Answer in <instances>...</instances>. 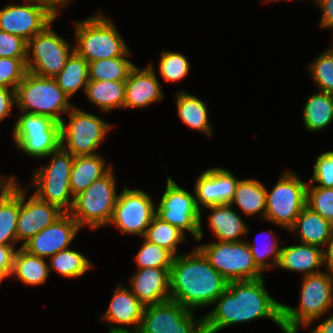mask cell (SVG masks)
Instances as JSON below:
<instances>
[{
	"mask_svg": "<svg viewBox=\"0 0 333 333\" xmlns=\"http://www.w3.org/2000/svg\"><path fill=\"white\" fill-rule=\"evenodd\" d=\"M264 284L263 277L228 282L214 309L203 316L205 333H217L229 325L265 317L282 328V303L268 294Z\"/></svg>",
	"mask_w": 333,
	"mask_h": 333,
	"instance_id": "6da1fadb",
	"label": "cell"
},
{
	"mask_svg": "<svg viewBox=\"0 0 333 333\" xmlns=\"http://www.w3.org/2000/svg\"><path fill=\"white\" fill-rule=\"evenodd\" d=\"M227 284V280L197 247L191 254H180L173 259L170 297L188 310L215 304Z\"/></svg>",
	"mask_w": 333,
	"mask_h": 333,
	"instance_id": "7a4b0ae2",
	"label": "cell"
},
{
	"mask_svg": "<svg viewBox=\"0 0 333 333\" xmlns=\"http://www.w3.org/2000/svg\"><path fill=\"white\" fill-rule=\"evenodd\" d=\"M68 99L54 78L28 71L15 90L16 105L21 111L48 116L59 123L63 120L60 114L72 108Z\"/></svg>",
	"mask_w": 333,
	"mask_h": 333,
	"instance_id": "3957f363",
	"label": "cell"
},
{
	"mask_svg": "<svg viewBox=\"0 0 333 333\" xmlns=\"http://www.w3.org/2000/svg\"><path fill=\"white\" fill-rule=\"evenodd\" d=\"M299 308L282 304V324L288 329L308 326L333 305V275L328 272L304 275Z\"/></svg>",
	"mask_w": 333,
	"mask_h": 333,
	"instance_id": "277c9868",
	"label": "cell"
},
{
	"mask_svg": "<svg viewBox=\"0 0 333 333\" xmlns=\"http://www.w3.org/2000/svg\"><path fill=\"white\" fill-rule=\"evenodd\" d=\"M74 50L87 62L104 58L122 57L128 48L112 21L97 13L75 23Z\"/></svg>",
	"mask_w": 333,
	"mask_h": 333,
	"instance_id": "5b68a950",
	"label": "cell"
},
{
	"mask_svg": "<svg viewBox=\"0 0 333 333\" xmlns=\"http://www.w3.org/2000/svg\"><path fill=\"white\" fill-rule=\"evenodd\" d=\"M113 174L111 169L86 190L74 196L72 208L68 213L81 228L88 224L94 230L110 223L118 198Z\"/></svg>",
	"mask_w": 333,
	"mask_h": 333,
	"instance_id": "8992f818",
	"label": "cell"
},
{
	"mask_svg": "<svg viewBox=\"0 0 333 333\" xmlns=\"http://www.w3.org/2000/svg\"><path fill=\"white\" fill-rule=\"evenodd\" d=\"M51 155L53 156L48 165L33 172L32 185L37 188L34 195L68 213L74 200L70 188V174L75 156L62 147L53 151L49 157Z\"/></svg>",
	"mask_w": 333,
	"mask_h": 333,
	"instance_id": "52a82bcc",
	"label": "cell"
},
{
	"mask_svg": "<svg viewBox=\"0 0 333 333\" xmlns=\"http://www.w3.org/2000/svg\"><path fill=\"white\" fill-rule=\"evenodd\" d=\"M13 138L25 154L48 157L61 147V124L48 116L22 111L15 122Z\"/></svg>",
	"mask_w": 333,
	"mask_h": 333,
	"instance_id": "ba28073f",
	"label": "cell"
},
{
	"mask_svg": "<svg viewBox=\"0 0 333 333\" xmlns=\"http://www.w3.org/2000/svg\"><path fill=\"white\" fill-rule=\"evenodd\" d=\"M197 248L227 282L263 277V271L256 265L248 243L243 240L212 242Z\"/></svg>",
	"mask_w": 333,
	"mask_h": 333,
	"instance_id": "9c48e42d",
	"label": "cell"
},
{
	"mask_svg": "<svg viewBox=\"0 0 333 333\" xmlns=\"http://www.w3.org/2000/svg\"><path fill=\"white\" fill-rule=\"evenodd\" d=\"M307 186L296 174L285 172L272 191L266 189L264 219L289 230L306 206Z\"/></svg>",
	"mask_w": 333,
	"mask_h": 333,
	"instance_id": "30bf717a",
	"label": "cell"
},
{
	"mask_svg": "<svg viewBox=\"0 0 333 333\" xmlns=\"http://www.w3.org/2000/svg\"><path fill=\"white\" fill-rule=\"evenodd\" d=\"M70 113V114H69ZM69 123L61 124V147L73 156L95 155L111 125L78 108L68 112Z\"/></svg>",
	"mask_w": 333,
	"mask_h": 333,
	"instance_id": "8fae6325",
	"label": "cell"
},
{
	"mask_svg": "<svg viewBox=\"0 0 333 333\" xmlns=\"http://www.w3.org/2000/svg\"><path fill=\"white\" fill-rule=\"evenodd\" d=\"M73 51L74 48L71 49L69 43L56 34L49 24L27 42V71L38 76L54 78L65 67Z\"/></svg>",
	"mask_w": 333,
	"mask_h": 333,
	"instance_id": "7c38bea8",
	"label": "cell"
},
{
	"mask_svg": "<svg viewBox=\"0 0 333 333\" xmlns=\"http://www.w3.org/2000/svg\"><path fill=\"white\" fill-rule=\"evenodd\" d=\"M166 182L156 215L183 233L189 231L195 240H201V211L197 208L195 195L180 188L171 177H167Z\"/></svg>",
	"mask_w": 333,
	"mask_h": 333,
	"instance_id": "4fadbf2b",
	"label": "cell"
},
{
	"mask_svg": "<svg viewBox=\"0 0 333 333\" xmlns=\"http://www.w3.org/2000/svg\"><path fill=\"white\" fill-rule=\"evenodd\" d=\"M173 300L144 307L139 333H205L204 318Z\"/></svg>",
	"mask_w": 333,
	"mask_h": 333,
	"instance_id": "5bb4252c",
	"label": "cell"
},
{
	"mask_svg": "<svg viewBox=\"0 0 333 333\" xmlns=\"http://www.w3.org/2000/svg\"><path fill=\"white\" fill-rule=\"evenodd\" d=\"M26 1L24 5L10 4L0 9V30L17 35L28 42L51 24L58 14L42 2Z\"/></svg>",
	"mask_w": 333,
	"mask_h": 333,
	"instance_id": "9a60e30c",
	"label": "cell"
},
{
	"mask_svg": "<svg viewBox=\"0 0 333 333\" xmlns=\"http://www.w3.org/2000/svg\"><path fill=\"white\" fill-rule=\"evenodd\" d=\"M151 196L140 189H128L118 195L113 216L109 224L117 226L122 233L145 235L156 215Z\"/></svg>",
	"mask_w": 333,
	"mask_h": 333,
	"instance_id": "2e32d148",
	"label": "cell"
},
{
	"mask_svg": "<svg viewBox=\"0 0 333 333\" xmlns=\"http://www.w3.org/2000/svg\"><path fill=\"white\" fill-rule=\"evenodd\" d=\"M80 229L77 221L69 213H64L53 224L28 240L22 248L34 256L51 257L68 249Z\"/></svg>",
	"mask_w": 333,
	"mask_h": 333,
	"instance_id": "e0dca14e",
	"label": "cell"
},
{
	"mask_svg": "<svg viewBox=\"0 0 333 333\" xmlns=\"http://www.w3.org/2000/svg\"><path fill=\"white\" fill-rule=\"evenodd\" d=\"M25 192L26 190L19 187L17 241L24 240L21 247L65 213L58 206L44 202L38 199L34 194L25 202Z\"/></svg>",
	"mask_w": 333,
	"mask_h": 333,
	"instance_id": "ac0fdd59",
	"label": "cell"
},
{
	"mask_svg": "<svg viewBox=\"0 0 333 333\" xmlns=\"http://www.w3.org/2000/svg\"><path fill=\"white\" fill-rule=\"evenodd\" d=\"M238 179L224 168H209L203 171L195 183V201L197 208L218 204H229L235 193Z\"/></svg>",
	"mask_w": 333,
	"mask_h": 333,
	"instance_id": "d6986e66",
	"label": "cell"
},
{
	"mask_svg": "<svg viewBox=\"0 0 333 333\" xmlns=\"http://www.w3.org/2000/svg\"><path fill=\"white\" fill-rule=\"evenodd\" d=\"M144 307L130 289L119 285L114 290L109 307L102 320L122 325L115 327L112 324L109 328V333L138 332L142 322ZM123 325H134V330L130 331Z\"/></svg>",
	"mask_w": 333,
	"mask_h": 333,
	"instance_id": "ffe728a7",
	"label": "cell"
},
{
	"mask_svg": "<svg viewBox=\"0 0 333 333\" xmlns=\"http://www.w3.org/2000/svg\"><path fill=\"white\" fill-rule=\"evenodd\" d=\"M170 270L171 268H138L130 278V290L144 306L168 301L171 299Z\"/></svg>",
	"mask_w": 333,
	"mask_h": 333,
	"instance_id": "44dd1931",
	"label": "cell"
},
{
	"mask_svg": "<svg viewBox=\"0 0 333 333\" xmlns=\"http://www.w3.org/2000/svg\"><path fill=\"white\" fill-rule=\"evenodd\" d=\"M163 98L152 64L145 69L135 65L125 81L124 108H142Z\"/></svg>",
	"mask_w": 333,
	"mask_h": 333,
	"instance_id": "7402d4cb",
	"label": "cell"
},
{
	"mask_svg": "<svg viewBox=\"0 0 333 333\" xmlns=\"http://www.w3.org/2000/svg\"><path fill=\"white\" fill-rule=\"evenodd\" d=\"M323 250L319 246L305 243L282 247L277 267L288 271L303 272L305 276L319 273L321 271H318L317 268L324 264Z\"/></svg>",
	"mask_w": 333,
	"mask_h": 333,
	"instance_id": "603a6c76",
	"label": "cell"
},
{
	"mask_svg": "<svg viewBox=\"0 0 333 333\" xmlns=\"http://www.w3.org/2000/svg\"><path fill=\"white\" fill-rule=\"evenodd\" d=\"M231 207V204L206 207L212 211L209 225L220 242L242 241L239 237L249 232L246 223Z\"/></svg>",
	"mask_w": 333,
	"mask_h": 333,
	"instance_id": "cb8c5ba5",
	"label": "cell"
},
{
	"mask_svg": "<svg viewBox=\"0 0 333 333\" xmlns=\"http://www.w3.org/2000/svg\"><path fill=\"white\" fill-rule=\"evenodd\" d=\"M333 224L320 214L305 206L297 216L290 231H299L301 243L325 246L331 234Z\"/></svg>",
	"mask_w": 333,
	"mask_h": 333,
	"instance_id": "d4e9b609",
	"label": "cell"
},
{
	"mask_svg": "<svg viewBox=\"0 0 333 333\" xmlns=\"http://www.w3.org/2000/svg\"><path fill=\"white\" fill-rule=\"evenodd\" d=\"M111 169L112 167H105L103 157L98 154L75 156L70 174V188L73 196L86 190Z\"/></svg>",
	"mask_w": 333,
	"mask_h": 333,
	"instance_id": "484cf974",
	"label": "cell"
},
{
	"mask_svg": "<svg viewBox=\"0 0 333 333\" xmlns=\"http://www.w3.org/2000/svg\"><path fill=\"white\" fill-rule=\"evenodd\" d=\"M236 204L246 215H257L265 218L266 211V188L258 180H239L235 189L234 197L229 203Z\"/></svg>",
	"mask_w": 333,
	"mask_h": 333,
	"instance_id": "4316f807",
	"label": "cell"
},
{
	"mask_svg": "<svg viewBox=\"0 0 333 333\" xmlns=\"http://www.w3.org/2000/svg\"><path fill=\"white\" fill-rule=\"evenodd\" d=\"M49 265L44 258L29 254L20 247L14 256L11 276H17L23 283L33 286L39 285L49 277Z\"/></svg>",
	"mask_w": 333,
	"mask_h": 333,
	"instance_id": "83f0119b",
	"label": "cell"
},
{
	"mask_svg": "<svg viewBox=\"0 0 333 333\" xmlns=\"http://www.w3.org/2000/svg\"><path fill=\"white\" fill-rule=\"evenodd\" d=\"M85 92L88 99L104 112L124 108L125 81L89 80Z\"/></svg>",
	"mask_w": 333,
	"mask_h": 333,
	"instance_id": "f1b7e54d",
	"label": "cell"
},
{
	"mask_svg": "<svg viewBox=\"0 0 333 333\" xmlns=\"http://www.w3.org/2000/svg\"><path fill=\"white\" fill-rule=\"evenodd\" d=\"M178 116L182 122L192 129L202 131L207 136H212V127L209 125L208 109L205 102L196 96L187 94L186 91L177 93L176 96Z\"/></svg>",
	"mask_w": 333,
	"mask_h": 333,
	"instance_id": "f546056e",
	"label": "cell"
},
{
	"mask_svg": "<svg viewBox=\"0 0 333 333\" xmlns=\"http://www.w3.org/2000/svg\"><path fill=\"white\" fill-rule=\"evenodd\" d=\"M303 121L311 132L327 127L333 121V94L320 91L311 95L304 105Z\"/></svg>",
	"mask_w": 333,
	"mask_h": 333,
	"instance_id": "4dcf8cb0",
	"label": "cell"
},
{
	"mask_svg": "<svg viewBox=\"0 0 333 333\" xmlns=\"http://www.w3.org/2000/svg\"><path fill=\"white\" fill-rule=\"evenodd\" d=\"M58 86L70 97L89 82L88 62L75 50L66 61L65 67L54 77Z\"/></svg>",
	"mask_w": 333,
	"mask_h": 333,
	"instance_id": "1f68e13d",
	"label": "cell"
},
{
	"mask_svg": "<svg viewBox=\"0 0 333 333\" xmlns=\"http://www.w3.org/2000/svg\"><path fill=\"white\" fill-rule=\"evenodd\" d=\"M128 50L122 57L104 58L88 63L89 80L92 81H126L131 69L135 66L126 59Z\"/></svg>",
	"mask_w": 333,
	"mask_h": 333,
	"instance_id": "d6a6232c",
	"label": "cell"
},
{
	"mask_svg": "<svg viewBox=\"0 0 333 333\" xmlns=\"http://www.w3.org/2000/svg\"><path fill=\"white\" fill-rule=\"evenodd\" d=\"M19 217V184L5 198H0V245L17 242Z\"/></svg>",
	"mask_w": 333,
	"mask_h": 333,
	"instance_id": "836d02e7",
	"label": "cell"
},
{
	"mask_svg": "<svg viewBox=\"0 0 333 333\" xmlns=\"http://www.w3.org/2000/svg\"><path fill=\"white\" fill-rule=\"evenodd\" d=\"M147 241L159 245L177 256V244L184 242L185 233L155 215L144 235Z\"/></svg>",
	"mask_w": 333,
	"mask_h": 333,
	"instance_id": "e575fe53",
	"label": "cell"
},
{
	"mask_svg": "<svg viewBox=\"0 0 333 333\" xmlns=\"http://www.w3.org/2000/svg\"><path fill=\"white\" fill-rule=\"evenodd\" d=\"M50 258V271L56 270L60 275L66 278L82 276L92 267L91 262L84 255L69 248L59 251Z\"/></svg>",
	"mask_w": 333,
	"mask_h": 333,
	"instance_id": "d590c367",
	"label": "cell"
},
{
	"mask_svg": "<svg viewBox=\"0 0 333 333\" xmlns=\"http://www.w3.org/2000/svg\"><path fill=\"white\" fill-rule=\"evenodd\" d=\"M174 257L167 249L145 239L135 260L139 269L171 268Z\"/></svg>",
	"mask_w": 333,
	"mask_h": 333,
	"instance_id": "8d00e7d4",
	"label": "cell"
},
{
	"mask_svg": "<svg viewBox=\"0 0 333 333\" xmlns=\"http://www.w3.org/2000/svg\"><path fill=\"white\" fill-rule=\"evenodd\" d=\"M311 76L321 92L333 94V51L321 53L309 66Z\"/></svg>",
	"mask_w": 333,
	"mask_h": 333,
	"instance_id": "74e56055",
	"label": "cell"
},
{
	"mask_svg": "<svg viewBox=\"0 0 333 333\" xmlns=\"http://www.w3.org/2000/svg\"><path fill=\"white\" fill-rule=\"evenodd\" d=\"M159 62V72L168 82H177L189 72V62L181 53L162 51Z\"/></svg>",
	"mask_w": 333,
	"mask_h": 333,
	"instance_id": "f35d334b",
	"label": "cell"
},
{
	"mask_svg": "<svg viewBox=\"0 0 333 333\" xmlns=\"http://www.w3.org/2000/svg\"><path fill=\"white\" fill-rule=\"evenodd\" d=\"M306 206L333 224V188L307 186Z\"/></svg>",
	"mask_w": 333,
	"mask_h": 333,
	"instance_id": "ab89813d",
	"label": "cell"
},
{
	"mask_svg": "<svg viewBox=\"0 0 333 333\" xmlns=\"http://www.w3.org/2000/svg\"><path fill=\"white\" fill-rule=\"evenodd\" d=\"M26 72V58L0 57V86L16 90Z\"/></svg>",
	"mask_w": 333,
	"mask_h": 333,
	"instance_id": "60d3db41",
	"label": "cell"
},
{
	"mask_svg": "<svg viewBox=\"0 0 333 333\" xmlns=\"http://www.w3.org/2000/svg\"><path fill=\"white\" fill-rule=\"evenodd\" d=\"M275 236L274 241L266 243V245H262L260 248L259 245H256V240L254 244H249L248 246L250 248V251L252 253V256L254 257L256 265L264 272L267 268H271L272 266H277L279 259H280V251L281 248H278V238ZM277 242H276V240ZM269 240V237H268ZM270 243V244H269ZM272 256V262L268 263L265 258H270ZM265 269V270H264Z\"/></svg>",
	"mask_w": 333,
	"mask_h": 333,
	"instance_id": "b9f144b4",
	"label": "cell"
},
{
	"mask_svg": "<svg viewBox=\"0 0 333 333\" xmlns=\"http://www.w3.org/2000/svg\"><path fill=\"white\" fill-rule=\"evenodd\" d=\"M313 169L310 182H317L318 187L333 188V151L318 156Z\"/></svg>",
	"mask_w": 333,
	"mask_h": 333,
	"instance_id": "7bdbcfd3",
	"label": "cell"
},
{
	"mask_svg": "<svg viewBox=\"0 0 333 333\" xmlns=\"http://www.w3.org/2000/svg\"><path fill=\"white\" fill-rule=\"evenodd\" d=\"M0 57L26 58L27 41L17 35L0 30Z\"/></svg>",
	"mask_w": 333,
	"mask_h": 333,
	"instance_id": "ee69618b",
	"label": "cell"
},
{
	"mask_svg": "<svg viewBox=\"0 0 333 333\" xmlns=\"http://www.w3.org/2000/svg\"><path fill=\"white\" fill-rule=\"evenodd\" d=\"M15 100V90L0 86V122L9 115Z\"/></svg>",
	"mask_w": 333,
	"mask_h": 333,
	"instance_id": "f6af8a7d",
	"label": "cell"
},
{
	"mask_svg": "<svg viewBox=\"0 0 333 333\" xmlns=\"http://www.w3.org/2000/svg\"><path fill=\"white\" fill-rule=\"evenodd\" d=\"M17 250L14 245H0L1 268L11 276L13 269L14 256Z\"/></svg>",
	"mask_w": 333,
	"mask_h": 333,
	"instance_id": "bcb514c9",
	"label": "cell"
},
{
	"mask_svg": "<svg viewBox=\"0 0 333 333\" xmlns=\"http://www.w3.org/2000/svg\"><path fill=\"white\" fill-rule=\"evenodd\" d=\"M322 8V18L320 22V27H327L333 29V0H318Z\"/></svg>",
	"mask_w": 333,
	"mask_h": 333,
	"instance_id": "7dc6e473",
	"label": "cell"
},
{
	"mask_svg": "<svg viewBox=\"0 0 333 333\" xmlns=\"http://www.w3.org/2000/svg\"><path fill=\"white\" fill-rule=\"evenodd\" d=\"M326 244L327 249L323 250L324 264L326 263V269L333 275V228Z\"/></svg>",
	"mask_w": 333,
	"mask_h": 333,
	"instance_id": "c3c4849f",
	"label": "cell"
},
{
	"mask_svg": "<svg viewBox=\"0 0 333 333\" xmlns=\"http://www.w3.org/2000/svg\"><path fill=\"white\" fill-rule=\"evenodd\" d=\"M16 178L11 177L6 179L5 177L1 179L0 177V198H5L10 192L14 190L17 186Z\"/></svg>",
	"mask_w": 333,
	"mask_h": 333,
	"instance_id": "681fc988",
	"label": "cell"
},
{
	"mask_svg": "<svg viewBox=\"0 0 333 333\" xmlns=\"http://www.w3.org/2000/svg\"><path fill=\"white\" fill-rule=\"evenodd\" d=\"M310 333H333V315L312 328Z\"/></svg>",
	"mask_w": 333,
	"mask_h": 333,
	"instance_id": "f907efd6",
	"label": "cell"
},
{
	"mask_svg": "<svg viewBox=\"0 0 333 333\" xmlns=\"http://www.w3.org/2000/svg\"><path fill=\"white\" fill-rule=\"evenodd\" d=\"M42 2L46 5H48L54 12H56L58 15L60 14L59 7L67 6L70 3V0H35ZM60 5V6H59Z\"/></svg>",
	"mask_w": 333,
	"mask_h": 333,
	"instance_id": "816d5d0a",
	"label": "cell"
},
{
	"mask_svg": "<svg viewBox=\"0 0 333 333\" xmlns=\"http://www.w3.org/2000/svg\"><path fill=\"white\" fill-rule=\"evenodd\" d=\"M6 277H9V275L1 268V263H0V283L3 281Z\"/></svg>",
	"mask_w": 333,
	"mask_h": 333,
	"instance_id": "f5cc1de1",
	"label": "cell"
},
{
	"mask_svg": "<svg viewBox=\"0 0 333 333\" xmlns=\"http://www.w3.org/2000/svg\"><path fill=\"white\" fill-rule=\"evenodd\" d=\"M281 329H282L283 333H299L298 329H288L285 327H282Z\"/></svg>",
	"mask_w": 333,
	"mask_h": 333,
	"instance_id": "db71d44e",
	"label": "cell"
},
{
	"mask_svg": "<svg viewBox=\"0 0 333 333\" xmlns=\"http://www.w3.org/2000/svg\"><path fill=\"white\" fill-rule=\"evenodd\" d=\"M269 1H273V0H265V2H269ZM288 1H293V0H288ZM315 2L317 3L318 0H315Z\"/></svg>",
	"mask_w": 333,
	"mask_h": 333,
	"instance_id": "11a10c76",
	"label": "cell"
},
{
	"mask_svg": "<svg viewBox=\"0 0 333 333\" xmlns=\"http://www.w3.org/2000/svg\"><path fill=\"white\" fill-rule=\"evenodd\" d=\"M123 333H139V332H123Z\"/></svg>",
	"mask_w": 333,
	"mask_h": 333,
	"instance_id": "9f6ffc18",
	"label": "cell"
}]
</instances>
